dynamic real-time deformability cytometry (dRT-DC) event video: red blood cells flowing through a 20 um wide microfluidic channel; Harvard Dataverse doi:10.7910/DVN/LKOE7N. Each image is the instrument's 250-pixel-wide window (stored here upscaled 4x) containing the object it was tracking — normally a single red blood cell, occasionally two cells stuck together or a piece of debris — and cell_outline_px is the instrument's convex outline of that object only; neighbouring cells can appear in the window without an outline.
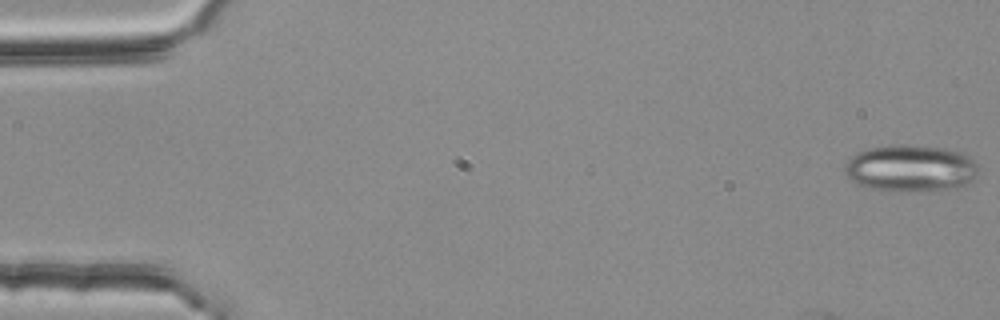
{"species": "common noctule bat (a hibernating species)", "species_latin": "Nyctalus noctula", "temperature_condition": "room temperature", "stored_images_in_passage": 47, "camera_frame_rate_fps": 3000, "um_per_image_px": 0.085, "animal": {"sex": "female", "body_mass_g": 25.1}, "frame": {"image": 1, "passage_image": 1, "time_ms": 0.0, "image_size_px": [1000, 320], "cell_outline_px": [[976, 176], [972, 180], [964, 184], [948, 188], [908, 192], [868, 188], [852, 180], [844, 172], [844, 164], [856, 152], [868, 148], [892, 144], [904, 144], [944, 148], [960, 152], [968, 156], [976, 164]], "centroid_in_image_um": [77.34, 14.28], "position_along_channel_um": 7.7, "area_um2": 36.24}}
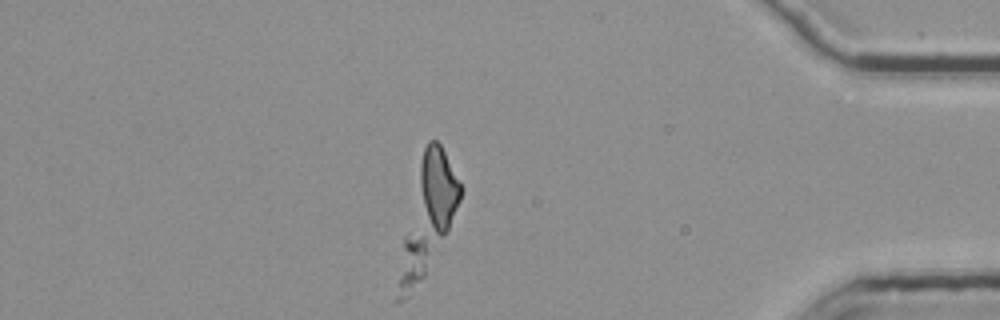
{"frame": {"image": 2, "passage_image": 47, "time_ms": 15.333, "image_size_px": [1000, 320], "cell_outline_px": [[460, 200], [448, 228], [424, 276], [408, 296], [404, 300], [396, 304], [392, 300], [404, 240], [420, 164], [424, 148], [428, 140], [436, 140], [440, 144], [460, 184]], "centroid_in_image_um": [36.3, 18.53], "position_along_channel_um": 398.9, "area_um2": 38.78}}